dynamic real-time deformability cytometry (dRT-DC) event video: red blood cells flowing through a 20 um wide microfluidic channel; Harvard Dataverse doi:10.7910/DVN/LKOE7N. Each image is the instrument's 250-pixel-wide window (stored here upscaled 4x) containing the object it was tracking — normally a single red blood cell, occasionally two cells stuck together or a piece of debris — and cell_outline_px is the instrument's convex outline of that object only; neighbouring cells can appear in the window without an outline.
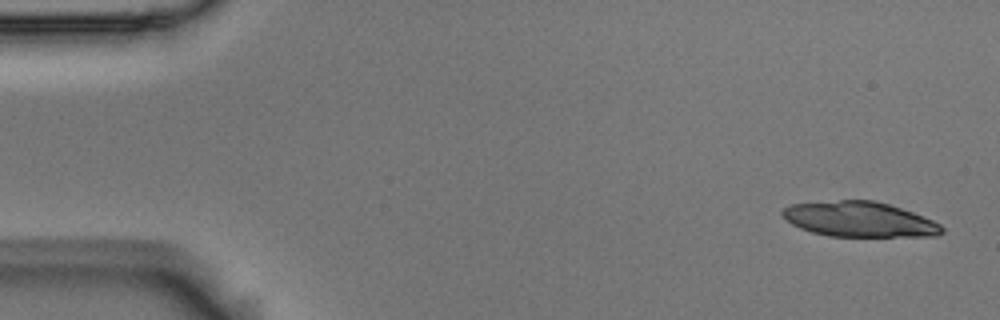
{"species": "Egyptian fruit bat (a non-hibernating species)", "species_latin": "Rousettus aegyptiacus", "temperature_condition": "room temperature", "stored_images_in_passage": 5, "camera_frame_rate_fps": 3000, "um_per_image_px": 0.085, "animal": {"sex": "male"}, "frame": {"image": 1, "passage_image": 1, "time_ms": 0.0, "image_size_px": [1000, 320], "cell_outline_px": [[944, 232], [936, 236], [828, 236], [812, 232], [800, 228], [792, 224], [780, 212], [788, 204], [840, 200], [872, 200], [888, 204], [912, 212], [932, 220], [940, 224], [944, 228]], "centroid_in_image_um": [73.04, 18.64], "position_along_channel_um": 12.0, "area_um2": 32.48}}